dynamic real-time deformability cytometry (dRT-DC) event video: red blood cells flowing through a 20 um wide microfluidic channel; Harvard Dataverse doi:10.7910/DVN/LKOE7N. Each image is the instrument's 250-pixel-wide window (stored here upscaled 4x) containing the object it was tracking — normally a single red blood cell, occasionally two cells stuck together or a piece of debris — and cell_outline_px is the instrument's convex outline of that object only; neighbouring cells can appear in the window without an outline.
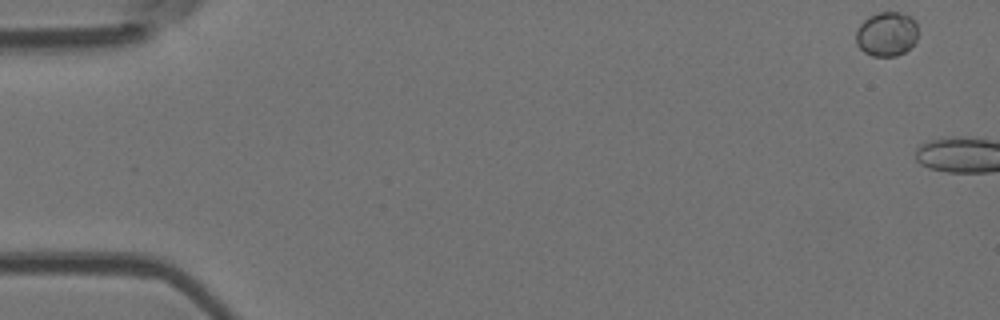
{"species": "Egyptian fruit bat (a non-hibernating species)", "species_latin": "Rousettus aegyptiacus", "temperature_condition": "room temperature", "stored_images_in_passage": 5, "camera_frame_rate_fps": 3000, "um_per_image_px": 0.085, "animal": {"sex": "female"}, "frame": {"image": 1, "passage_image": 1, "time_ms": 0.0, "image_size_px": [1000, 320], "cell_outline_px": [[916, 40], [904, 52], [896, 56], [872, 56], [864, 52], [856, 44], [856, 32], [860, 24], [868, 16], [880, 12], [900, 12], [912, 16], [916, 20]], "centroid_in_image_um": [75.35, 2.88], "position_along_channel_um": 9.6, "area_um2": 16.07}}